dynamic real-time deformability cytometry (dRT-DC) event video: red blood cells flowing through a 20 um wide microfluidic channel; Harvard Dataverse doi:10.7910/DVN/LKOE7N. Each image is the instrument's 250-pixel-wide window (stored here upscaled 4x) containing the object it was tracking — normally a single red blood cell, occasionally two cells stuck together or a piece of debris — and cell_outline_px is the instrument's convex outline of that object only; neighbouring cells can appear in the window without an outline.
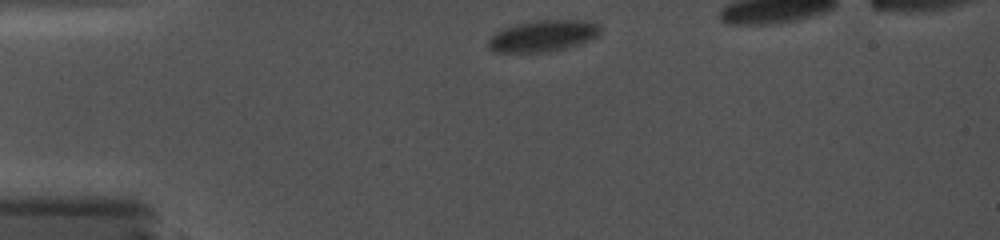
{"species": "common noctule bat (a hibernating species)", "species_latin": "Nyctalus noctula", "temperature_condition": "cold", "stored_images_in_passage": 20, "segment_of_instrument_passage": [1, 2], "camera_frame_rate_fps": 5000, "um_per_image_px": 0.085, "animal": {"sex": "female", "body_mass_g": 19.0, "forearm_length_mm": 56.7}, "frame": {"image": 1, "passage_image": 1, "time_ms": 0.0, "image_size_px": [1000, 240], "cell_outline_px": [[600, 32], [596, 36], [580, 44], [564, 48], [540, 52], [496, 52], [488, 48], [488, 40], [496, 32], [504, 28], [516, 24], [536, 20], [584, 20], [600, 24]], "centroid_in_image_um": [46.15, 3.04], "position_along_channel_um": 38.9, "area_um2": 20.29}}
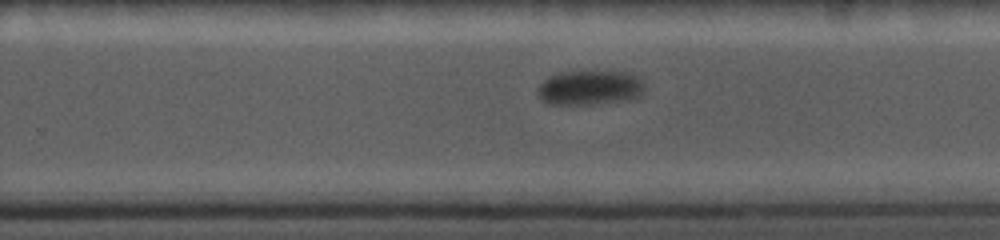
{"frame": {"image": 2, "passage_image": 10, "time_ms": 8.0, "image_size_px": [1000, 240], "cell_outline_px": [[644, 92], [640, 96], [628, 100], [592, 104], [548, 104], [540, 100], [536, 92], [536, 88], [544, 80], [552, 76], [564, 72], [628, 72], [636, 76], [644, 84]], "centroid_in_image_um": [50.12, 7.48], "position_along_channel_um": 279.7, "area_um2": 21.5}}
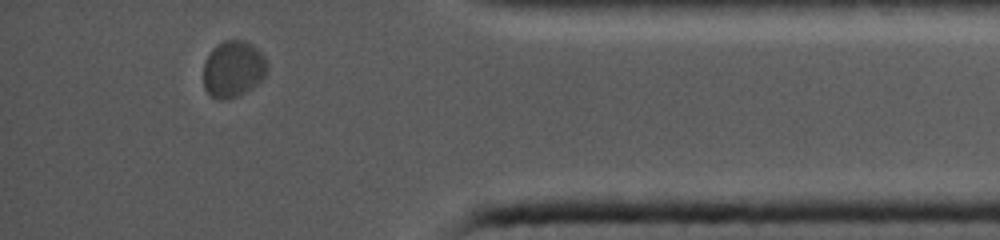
{"frame": {"image": 3, "passage_image": 18, "time_ms": 12.2, "image_size_px": [1000, 240], "cell_outline_px": [[268, 72], [252, 88], [240, 96], [228, 100], [216, 100], [204, 88], [204, 60], [212, 48], [216, 44], [224, 40], [244, 40], [252, 44], [268, 60]], "centroid_in_image_um": [19.82, 5.87], "position_along_channel_um": 415.4, "area_um2": 21.44}}